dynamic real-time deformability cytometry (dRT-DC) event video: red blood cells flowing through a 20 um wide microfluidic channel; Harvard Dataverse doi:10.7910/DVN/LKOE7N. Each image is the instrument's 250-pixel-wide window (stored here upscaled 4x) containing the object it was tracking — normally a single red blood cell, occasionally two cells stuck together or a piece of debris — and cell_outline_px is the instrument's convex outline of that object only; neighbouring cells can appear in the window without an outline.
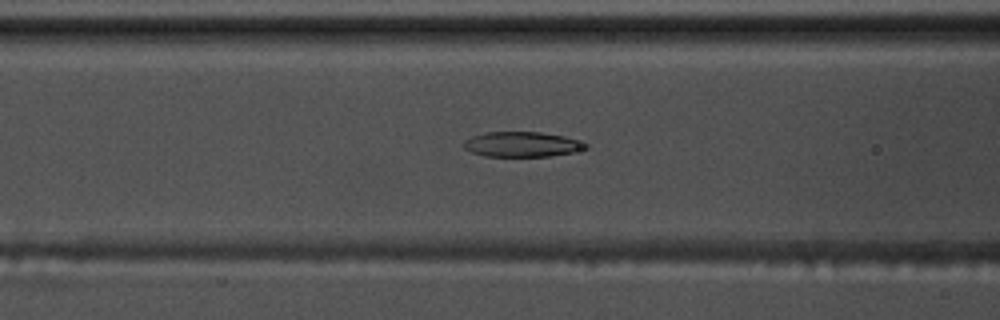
{"species": "common noctule bat (a hibernating species)", "species_latin": "Nyctalus noctula", "temperature_condition": "warm", "stored_images_in_passage": 38, "camera_frame_rate_fps": 3000, "um_per_image_px": 0.085, "animal": {"sex": "male", "body_mass_g": 17.5, "forearm_length_mm": 52.3}, "frame": {"image": 1, "passage_image": 5, "time_ms": 1.333, "image_size_px": [1000, 320], "cell_outline_px": [[588, 148], [572, 152], [552, 156], [484, 156], [472, 152], [464, 148], [464, 140], [472, 136], [488, 132], [540, 132], [564, 136], [588, 144]], "centroid_in_image_um": [44.37, 12.27], "position_along_channel_um": 122.2, "area_um2": 17.69}}
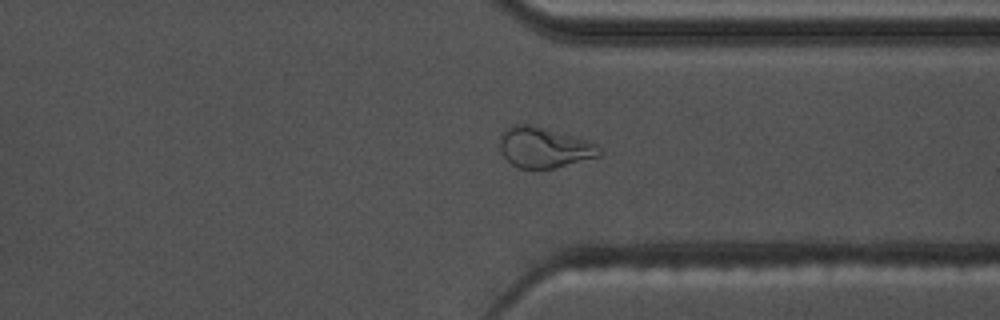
{"frame": {"image": 2, "passage_image": 25, "time_ms": 8.0, "image_size_px": [1000, 320], "cell_outline_px": [[600, 156], [552, 168], [516, 168], [504, 156], [500, 148], [500, 132], [504, 128], [512, 124], [532, 124], [584, 140], [596, 144], [600, 148]], "centroid_in_image_um": [46.18, 12.52], "position_along_channel_um": 365.2, "area_um2": 23.24}}
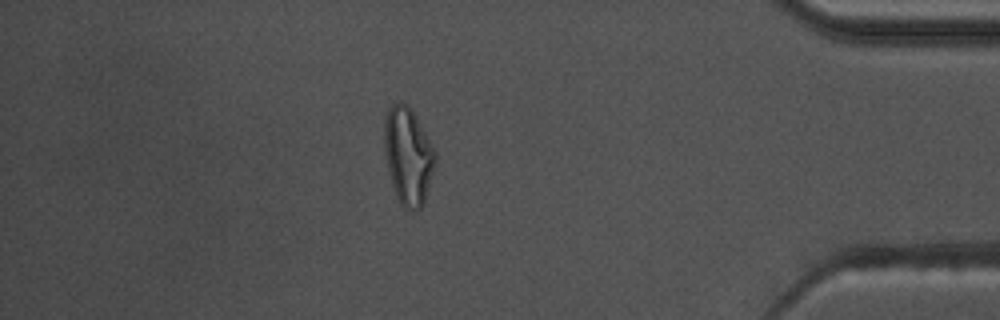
{"frame": {"image": 3, "passage_image": 31, "time_ms": 10.0, "image_size_px": [1000, 320], "cell_outline_px": [[436, 160], [424, 204], [416, 212], [404, 208], [400, 204], [396, 196], [392, 184], [384, 152], [384, 124], [388, 108], [392, 104], [400, 100], [408, 104], [412, 108], [432, 144], [436, 152]], "centroid_in_image_um": [34.69, 13.23], "position_along_channel_um": 400.5, "area_um2": 29.19}}